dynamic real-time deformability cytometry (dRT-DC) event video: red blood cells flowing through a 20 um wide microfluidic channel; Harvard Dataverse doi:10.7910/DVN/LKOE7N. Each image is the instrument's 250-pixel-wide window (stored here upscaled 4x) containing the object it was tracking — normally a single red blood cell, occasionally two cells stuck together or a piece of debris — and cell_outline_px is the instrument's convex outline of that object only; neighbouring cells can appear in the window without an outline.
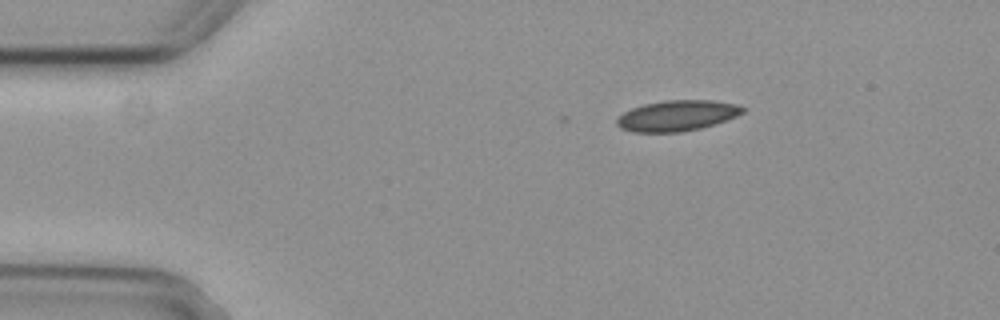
{"species": "common noctule bat (a hibernating species)", "species_latin": "Nyctalus noctula", "temperature_condition": "cold", "stored_images_in_passage": 5, "camera_frame_rate_fps": 3000, "um_per_image_px": 0.085, "animal": {"sex": "female", "body_mass_g": 29.2, "forearm_length_mm": 56.3}, "frame": {"image": 1, "passage_image": 5, "time_ms": 1.333, "image_size_px": [1000, 320], "cell_outline_px": [[744, 112], [736, 116], [700, 128], [680, 132], [632, 132], [620, 128], [616, 124], [616, 120], [624, 112], [632, 108], [644, 104], [664, 100], [712, 100], [736, 104], [744, 108]], "centroid_in_image_um": [57.51, 9.82], "position_along_channel_um": 27.5, "area_um2": 22.31}}